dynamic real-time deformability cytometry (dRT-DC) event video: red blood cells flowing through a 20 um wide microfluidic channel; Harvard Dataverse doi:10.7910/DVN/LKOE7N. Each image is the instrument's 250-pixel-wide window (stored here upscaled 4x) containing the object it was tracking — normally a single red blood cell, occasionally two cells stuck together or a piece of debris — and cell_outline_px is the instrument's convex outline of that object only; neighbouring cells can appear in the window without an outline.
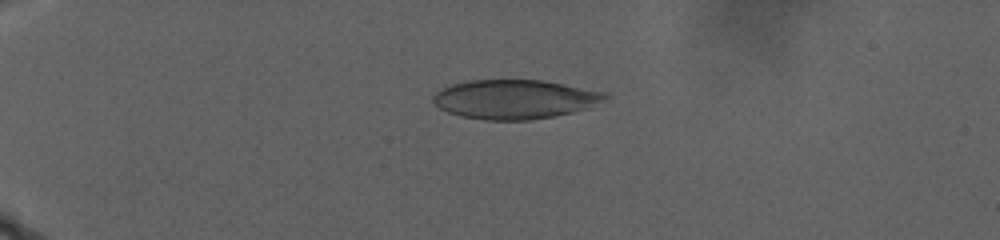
{"species": "human", "species_latin": "Homo sapiens", "temperature_condition": "warm", "stored_images_in_passage": 102, "camera_frame_rate_fps": 3000, "um_per_image_px": 0.085, "donor": {"sex": "male"}, "frame": {"image": 1, "passage_image": 23, "time_ms": 7.333, "image_size_px": [1000, 240], "cell_outline_px": [[608, 96], [584, 108], [572, 112], [552, 116], [528, 120], [484, 120], [460, 116], [448, 112], [440, 108], [432, 100], [432, 96], [436, 92], [452, 84], [468, 80], [544, 80], [604, 92]], "centroid_in_image_um": [43.67, 8.43], "position_along_channel_um": 41.3, "area_um2": 38.73}}
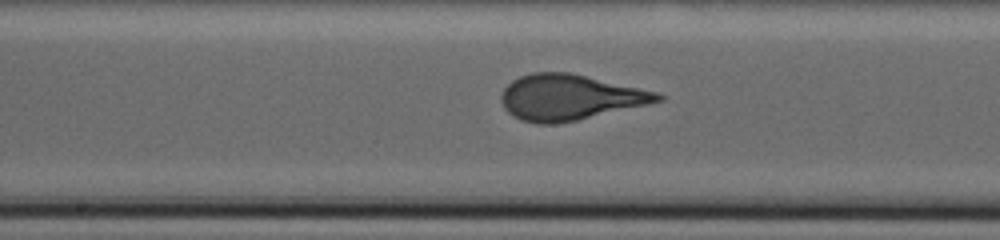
{"frame": {"image": 2, "passage_image": 57, "time_ms": 18.667, "image_size_px": [1000, 240], "cell_outline_px": [[664, 100], [648, 104], [576, 120], [556, 124], [536, 124], [520, 120], [512, 116], [504, 108], [500, 100], [500, 96], [504, 88], [512, 80], [520, 76], [532, 72], [568, 72], [660, 92], [664, 96]], "centroid_in_image_um": [48.4, 8.27], "position_along_channel_um": 199.8, "area_um2": 41.62}}
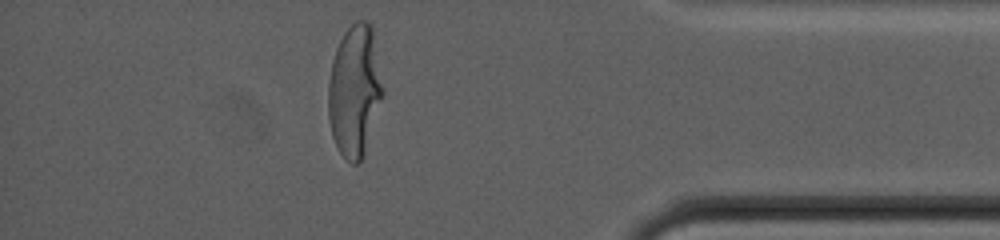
{"frame": {"image": 3, "passage_image": 91, "time_ms": 30.0, "image_size_px": [1000, 240], "cell_outline_px": [[384, 92], [364, 156], [356, 164], [352, 164], [340, 152], [332, 136], [328, 120], [328, 84], [332, 60], [336, 48], [344, 32], [356, 20], [364, 20], [372, 24], [384, 88]], "centroid_in_image_um": [30.15, 7.69], "position_along_channel_um": 405.1, "area_um2": 42.14}}